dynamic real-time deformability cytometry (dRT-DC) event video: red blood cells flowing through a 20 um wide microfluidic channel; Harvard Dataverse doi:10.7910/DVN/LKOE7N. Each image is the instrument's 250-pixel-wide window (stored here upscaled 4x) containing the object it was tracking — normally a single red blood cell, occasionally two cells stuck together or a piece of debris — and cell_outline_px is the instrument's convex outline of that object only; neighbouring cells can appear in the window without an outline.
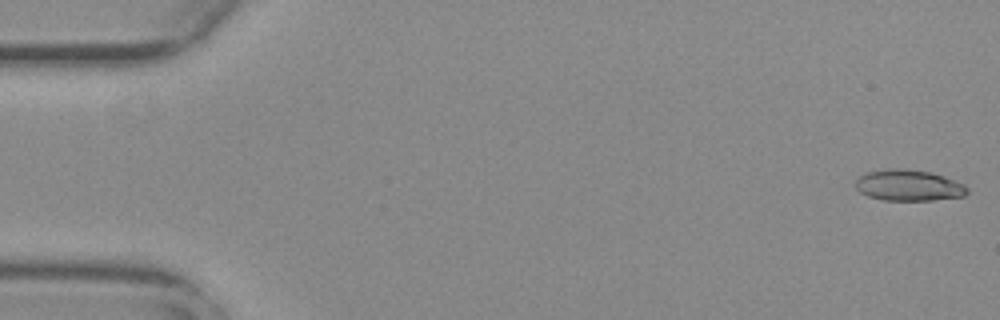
{"species": "common noctule bat (a hibernating species)", "species_latin": "Nyctalus noctula", "temperature_condition": "warm", "stored_images_in_passage": 55, "camera_frame_rate_fps": 3000, "um_per_image_px": 0.085, "animal": {"sex": "female", "body_mass_g": 29.2, "forearm_length_mm": 56.3}, "frame": {"image": 1, "passage_image": 1, "time_ms": 0.0, "image_size_px": [1000, 320], "cell_outline_px": [[968, 192], [964, 196], [932, 200], [884, 200], [868, 196], [860, 192], [856, 188], [856, 180], [860, 176], [868, 172], [888, 168], [908, 168], [932, 172], [944, 176], [964, 184], [968, 188]], "centroid_in_image_um": [77.25, 15.74], "position_along_channel_um": 7.8, "area_um2": 20.35}}
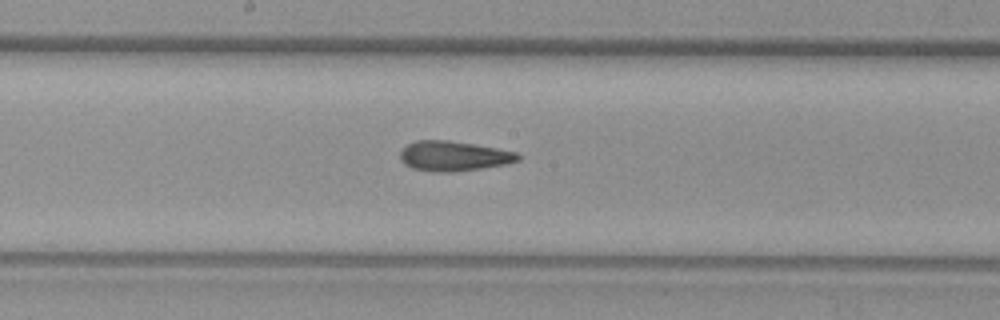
{"frame": {"image": 2, "passage_image": 29, "time_ms": 9.333, "image_size_px": [1000, 320], "cell_outline_px": [[520, 160], [508, 164], [456, 172], [432, 172], [412, 168], [404, 164], [400, 160], [400, 152], [408, 144], [416, 140], [448, 140], [496, 148], [516, 152], [520, 156]], "centroid_in_image_um": [38.55, 13.27], "position_along_channel_um": 209.6, "area_um2": 20.63}}
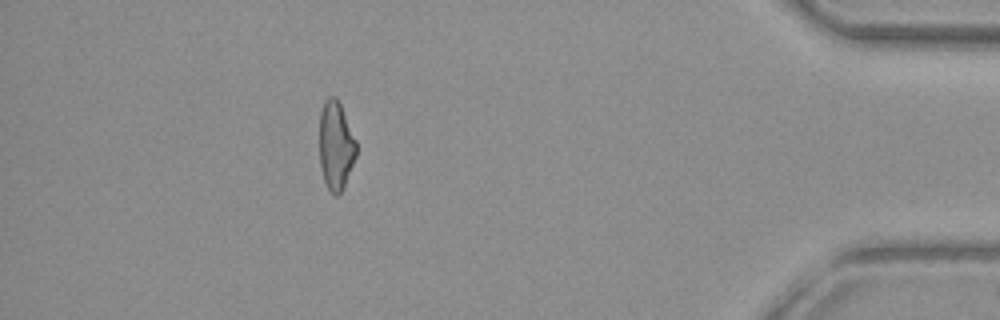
{"frame": {"image": 3, "passage_image": 49, "time_ms": 16.0, "image_size_px": [1000, 320], "cell_outline_px": [[356, 156], [344, 188], [336, 196], [328, 188], [324, 180], [320, 168], [320, 112], [324, 100], [328, 96], [336, 96], [340, 104], [356, 140]], "centroid_in_image_um": [28.54, 12.36], "position_along_channel_um": 406.7, "area_um2": 19.02}, "authors_computed_cell_mechanics": {"area_um2": 20.3456, "velocity_mm_per_s": 3.7683, "shape_relaxation_time_tau1_ms": null, "shape_relaxation_time_tau2_ms": 3.0785, "deformation_change_tau1": null, "deformation_change_tau2": 0.1318}}